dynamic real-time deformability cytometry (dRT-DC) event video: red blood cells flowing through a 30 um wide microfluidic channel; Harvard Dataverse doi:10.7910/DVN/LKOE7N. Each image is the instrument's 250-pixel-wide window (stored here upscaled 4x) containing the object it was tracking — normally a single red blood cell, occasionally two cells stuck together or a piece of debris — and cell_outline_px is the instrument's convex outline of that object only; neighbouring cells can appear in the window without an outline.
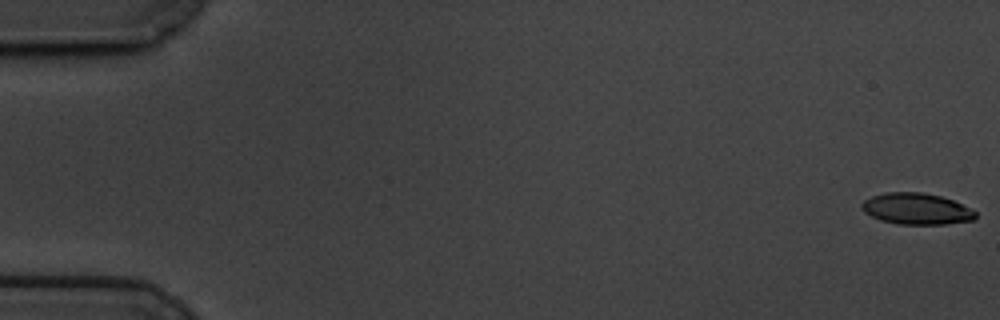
{"species": "common noctule bat (a hibernating species)", "species_latin": "Nyctalus noctula", "temperature_condition": "cold", "stored_images_in_passage": 60, "camera_frame_rate_fps": 3000, "um_per_image_px": 0.085, "animal": {"sex": "male", "body_mass_g": 19.5, "forearm_length_mm": 54.6}, "frame": {"image": 1, "passage_image": 1, "time_ms": 0.0, "image_size_px": [1000, 320], "cell_outline_px": [[976, 216], [972, 220], [944, 224], [896, 224], [880, 220], [864, 212], [860, 208], [860, 204], [864, 200], [872, 196], [888, 192], [920, 192], [940, 196], [952, 200], [976, 212]], "centroid_in_image_um": [77.84, 17.75], "position_along_channel_um": 7.2, "area_um2": 20.58}}
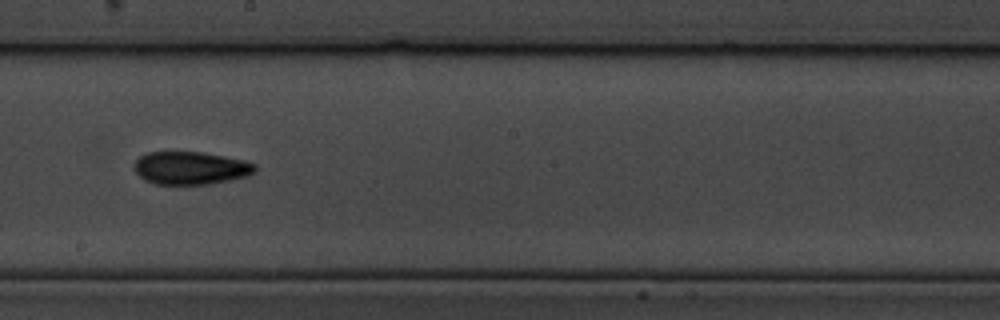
{"frame": {"image": 2, "passage_image": 34, "time_ms": 11.0, "image_size_px": [1000, 320], "cell_outline_px": [[256, 172], [244, 176], [228, 180], [208, 184], [156, 184], [144, 180], [136, 172], [132, 164], [140, 156], [148, 152], [200, 152], [224, 156], [244, 160], [256, 164]], "centroid_in_image_um": [16.18, 14.27], "position_along_channel_um": 232.0, "area_um2": 23.06}}
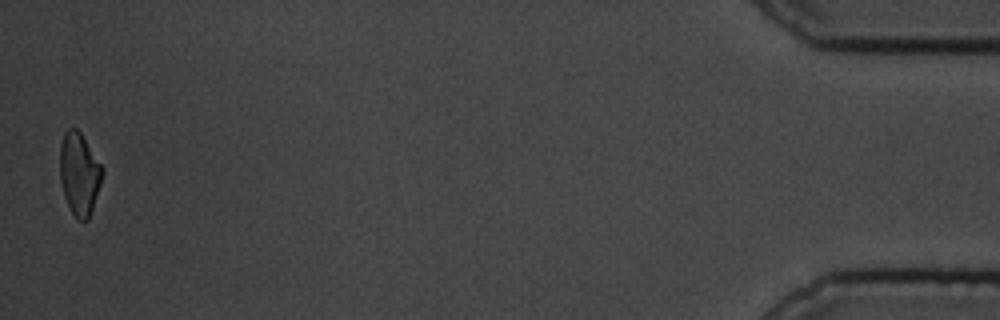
{"frame": {"image": 3, "passage_image": 59, "time_ms": 19.333, "image_size_px": [1000, 320], "cell_outline_px": [[104, 172], [88, 220], [80, 220], [72, 212], [64, 196], [60, 180], [60, 144], [64, 132], [68, 128], [76, 128], [80, 132], [104, 168]], "centroid_in_image_um": [6.73, 14.73], "position_along_channel_um": 428.5, "area_um2": 20.17}, "authors_computed_cell_mechanics": {"area_um2": 22.1374, "velocity_mm_per_s": 3.4069, "shape_relaxation_time_tau1_ms": 5.645, "shape_relaxation_time_tau2_ms": 3.7933, "deformation_change_tau1": 0.1555, "deformation_change_tau2": 0.0981}}